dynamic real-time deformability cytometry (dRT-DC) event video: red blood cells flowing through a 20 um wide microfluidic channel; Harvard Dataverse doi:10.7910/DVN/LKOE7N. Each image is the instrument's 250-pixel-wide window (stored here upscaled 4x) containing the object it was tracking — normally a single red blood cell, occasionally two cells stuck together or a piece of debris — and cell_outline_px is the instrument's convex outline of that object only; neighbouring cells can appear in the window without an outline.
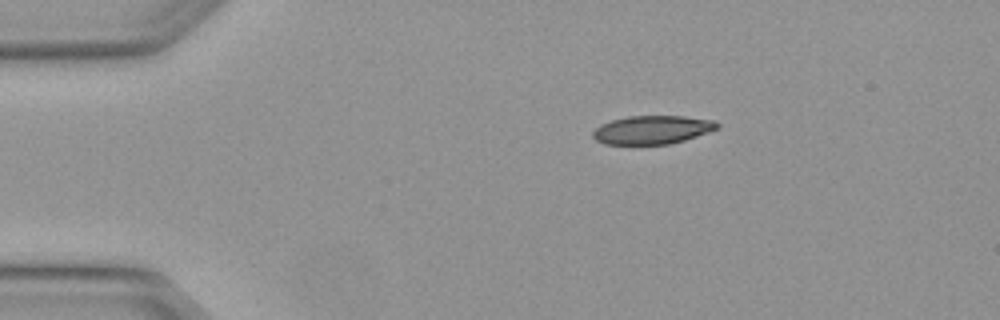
{"species": "Egyptian fruit bat (a non-hibernating species)", "species_latin": "Rousettus aegyptiacus", "temperature_condition": "warm", "stored_images_in_passage": 2, "camera_frame_rate_fps": 3000, "um_per_image_px": 0.085, "animal": {"sex": "female"}, "frame": {"image": 1, "passage_image": 1, "time_ms": 0.0, "image_size_px": [1000, 320], "cell_outline_px": [[720, 124], [716, 128], [708, 132], [684, 140], [668, 144], [604, 144], [596, 140], [592, 136], [592, 132], [600, 124], [612, 120], [628, 116], [684, 116], [712, 120]], "centroid_in_image_um": [55.4, 11.03], "position_along_channel_um": 29.6, "area_um2": 20.46}}